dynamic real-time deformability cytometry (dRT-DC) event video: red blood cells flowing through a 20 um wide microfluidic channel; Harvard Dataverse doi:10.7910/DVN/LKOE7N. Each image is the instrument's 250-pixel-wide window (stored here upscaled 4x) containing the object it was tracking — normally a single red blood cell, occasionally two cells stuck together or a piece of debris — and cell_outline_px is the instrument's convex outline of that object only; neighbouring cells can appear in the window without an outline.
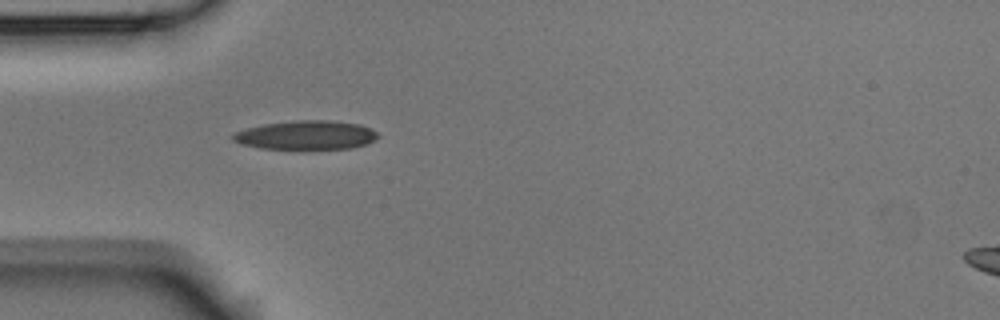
{"species": "Egyptian fruit bat (a non-hibernating species)", "species_latin": "Rousettus aegyptiacus", "temperature_condition": "room temperature", "stored_images_in_passage": 1, "camera_frame_rate_fps": 3000, "um_per_image_px": 0.085, "animal": {"sex": "male"}, "frame": {"image": 1, "passage_image": 1, "time_ms": 0.0, "image_size_px": [1000, 320], "cell_outline_px": [[380, 136], [368, 144], [352, 148], [260, 148], [240, 144], [232, 140], [228, 136], [236, 132], [248, 128], [264, 124], [296, 120], [328, 120], [360, 124], [372, 128]], "centroid_in_image_um": [26.03, 11.47], "position_along_channel_um": 59.0, "area_um2": 24.39}}